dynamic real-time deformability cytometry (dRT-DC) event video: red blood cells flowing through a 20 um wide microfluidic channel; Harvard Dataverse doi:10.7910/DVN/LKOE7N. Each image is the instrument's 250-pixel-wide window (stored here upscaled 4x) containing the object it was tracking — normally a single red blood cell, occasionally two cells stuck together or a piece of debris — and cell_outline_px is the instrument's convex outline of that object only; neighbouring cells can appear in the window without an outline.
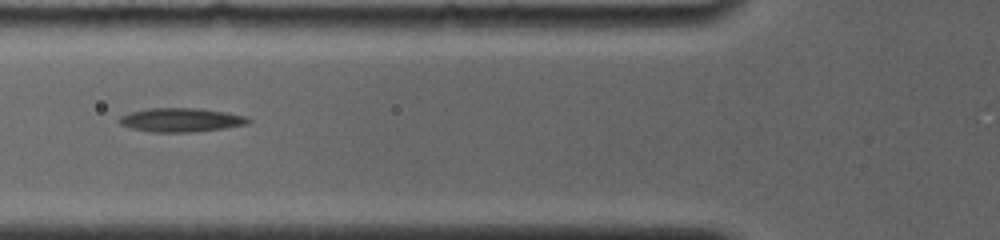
{"species": "common noctule bat (a hibernating species)", "species_latin": "Nyctalus noctula", "temperature_condition": "room temperature", "stored_images_in_passage": 9, "camera_frame_rate_fps": 4000, "um_per_image_px": 0.085, "animal": {"sex": "female", "body_mass_g": 19.0, "forearm_length_mm": 56.7}, "frame": {"image": 1, "passage_image": 3, "time_ms": 2.0, "image_size_px": [1000, 240], "cell_outline_px": [[252, 120], [248, 124], [224, 128], [196, 132], [148, 132], [132, 128], [120, 124], [116, 120], [120, 116], [132, 112], [148, 108], [200, 108], [228, 112], [248, 116]], "centroid_in_image_um": [15.42, 10.19], "position_along_channel_um": 110.4, "area_um2": 18.21}}
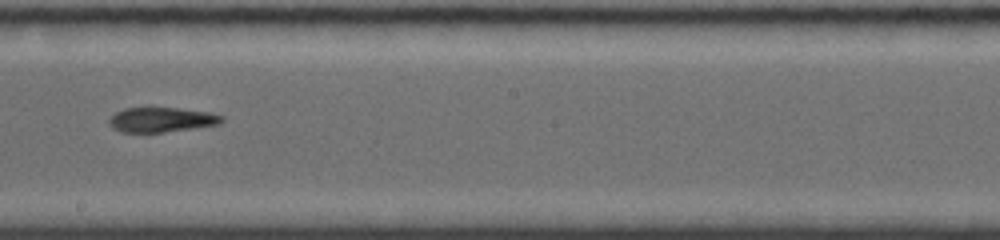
{"frame": {"image": 2, "passage_image": 6, "time_ms": 5.25, "image_size_px": [1000, 240], "cell_outline_px": [[224, 120], [220, 124], [164, 132], [120, 132], [112, 128], [108, 124], [108, 120], [116, 112], [124, 108], [176, 108], [212, 112], [224, 116]], "centroid_in_image_um": [13.73, 10.17], "position_along_channel_um": 234.5, "area_um2": 16.3}}
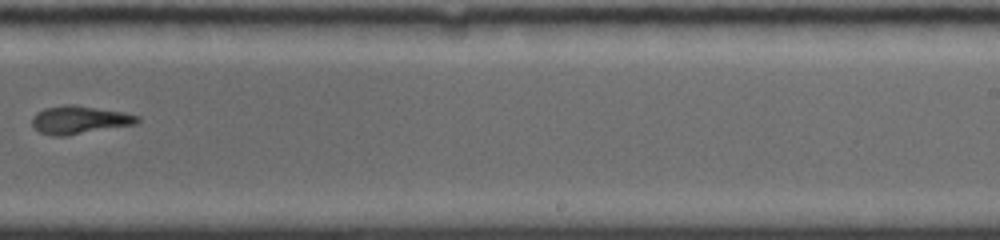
{"frame": {"image": 3, "passage_image": 8, "time_ms": 6.5, "image_size_px": [1000, 240], "cell_outline_px": [[140, 120], [136, 124], [68, 136], [52, 136], [40, 132], [32, 128], [32, 116], [36, 112], [44, 108], [64, 104], [76, 104], [124, 112], [140, 116]], "centroid_in_image_um": [6.73, 10.19], "position_along_channel_um": 282.3, "area_um2": 17.63}}